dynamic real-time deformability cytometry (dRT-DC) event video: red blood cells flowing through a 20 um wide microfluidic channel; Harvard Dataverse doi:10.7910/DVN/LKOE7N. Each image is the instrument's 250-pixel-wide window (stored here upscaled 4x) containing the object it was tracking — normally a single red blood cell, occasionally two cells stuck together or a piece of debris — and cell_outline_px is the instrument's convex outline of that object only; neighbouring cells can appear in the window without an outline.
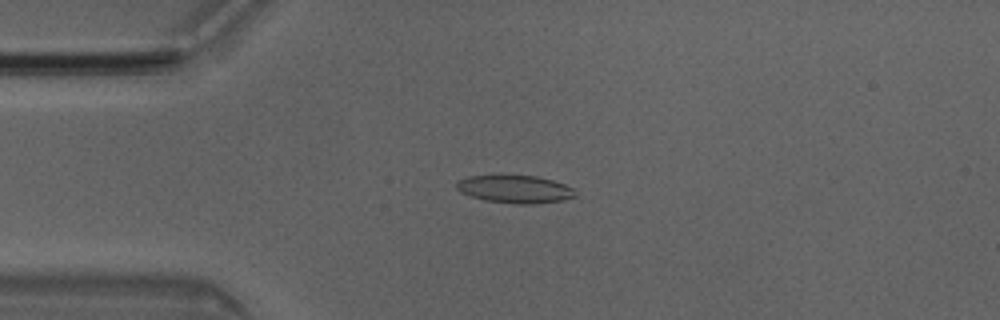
{"species": "Egyptian fruit bat (a non-hibernating species)", "species_latin": "Rousettus aegyptiacus", "temperature_condition": "room temperature", "stored_images_in_passage": 4, "camera_frame_rate_fps": 3000, "um_per_image_px": 0.085, "animal": {"sex": "male"}, "frame": {"image": 1, "passage_image": 4, "time_ms": 1.0, "image_size_px": [1000, 320], "cell_outline_px": [[576, 196], [564, 200], [536, 204], [516, 204], [484, 200], [460, 192], [456, 188], [456, 180], [468, 176], [536, 176], [552, 180], [564, 184], [572, 188]], "centroid_in_image_um": [43.76, 16.09], "position_along_channel_um": 41.2, "area_um2": 19.13}}